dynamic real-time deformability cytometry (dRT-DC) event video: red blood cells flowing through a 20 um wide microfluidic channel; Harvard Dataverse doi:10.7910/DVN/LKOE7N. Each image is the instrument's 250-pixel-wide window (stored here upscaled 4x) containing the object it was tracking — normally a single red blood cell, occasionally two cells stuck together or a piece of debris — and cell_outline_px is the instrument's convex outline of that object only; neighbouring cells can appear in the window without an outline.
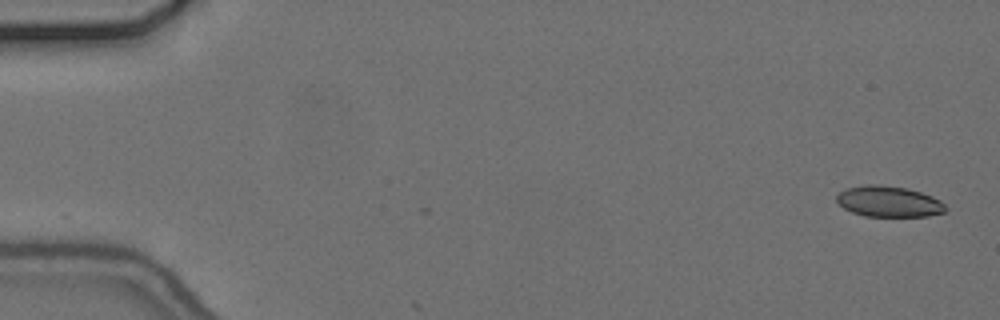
{"species": "common noctule bat (a hibernating species)", "species_latin": "Nyctalus noctula", "temperature_condition": "cold", "stored_images_in_passage": 4, "camera_frame_rate_fps": 3000, "um_per_image_px": 0.085, "animal": {"sex": "female", "body_mass_g": 24.6, "forearm_length_mm": 56.2}, "frame": {"image": 1, "passage_image": 1, "time_ms": 0.0, "image_size_px": [1000, 320], "cell_outline_px": [[948, 208], [944, 212], [928, 216], [864, 216], [852, 212], [844, 208], [836, 200], [836, 196], [840, 192], [848, 188], [868, 184], [880, 184], [908, 188], [932, 196], [940, 200]], "centroid_in_image_um": [75.56, 17.12], "position_along_channel_um": 9.4, "area_um2": 19.59}}